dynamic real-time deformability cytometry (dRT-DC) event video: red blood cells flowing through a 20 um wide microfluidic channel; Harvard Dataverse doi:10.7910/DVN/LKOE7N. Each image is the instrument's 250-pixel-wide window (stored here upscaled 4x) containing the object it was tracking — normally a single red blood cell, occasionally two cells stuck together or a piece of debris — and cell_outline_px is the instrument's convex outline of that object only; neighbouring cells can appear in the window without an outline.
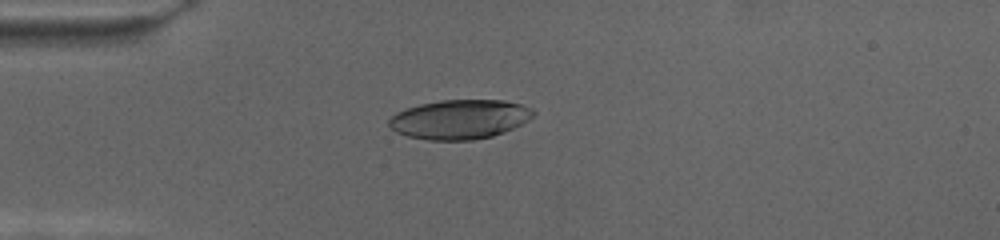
{"species": "human", "species_latin": "Homo sapiens", "temperature_condition": "cold", "stored_images_in_passage": 52, "camera_frame_rate_fps": 3000, "um_per_image_px": 0.085, "donor": {"sex": "female"}, "frame": {"image": 1, "passage_image": 1, "time_ms": 0.0, "image_size_px": [1000, 240], "cell_outline_px": [[536, 112], [528, 120], [504, 132], [492, 136], [472, 140], [428, 140], [408, 136], [396, 132], [388, 124], [388, 120], [396, 112], [404, 108], [420, 104], [440, 100], [504, 100], [520, 104], [532, 108]], "centroid_in_image_um": [39.05, 10.14], "position_along_channel_um": 45.9, "area_um2": 33.12}}
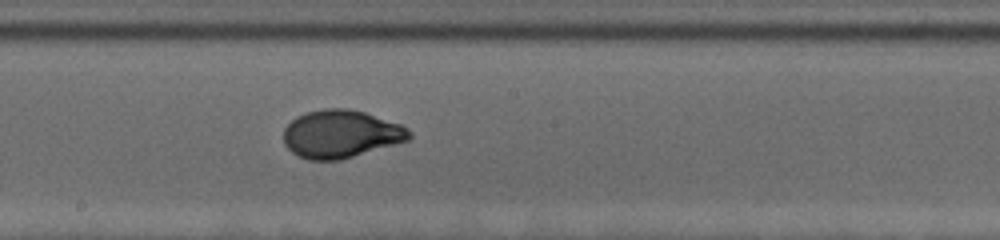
{"frame": {"image": 2, "passage_image": 21, "time_ms": 6.667, "image_size_px": [1000, 240], "cell_outline_px": [[412, 136], [408, 140], [340, 160], [308, 160], [292, 152], [284, 144], [284, 128], [296, 116], [308, 112], [324, 108], [348, 108], [364, 112], [400, 124], [408, 128], [412, 132]], "centroid_in_image_um": [28.97, 11.38], "position_along_channel_um": 219.2, "area_um2": 34.91}}
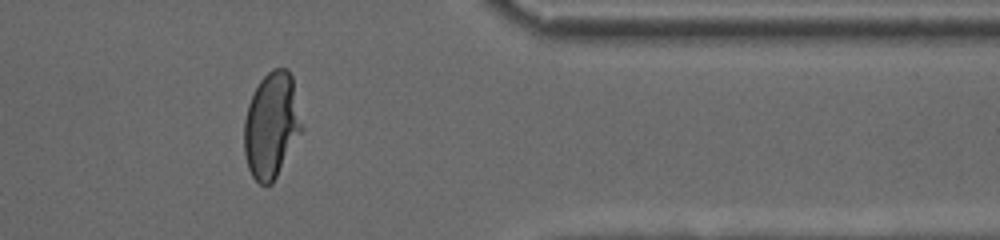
{"frame": {"image": 3, "passage_image": 40, "time_ms": 13.0, "image_size_px": [1000, 240], "cell_outline_px": [[304, 128], [272, 184], [260, 184], [252, 176], [248, 168], [244, 152], [244, 120], [248, 104], [260, 80], [272, 68], [288, 68], [292, 76]], "centroid_in_image_um": [23.09, 10.63], "position_along_channel_um": 388.3, "area_um2": 35.6}}